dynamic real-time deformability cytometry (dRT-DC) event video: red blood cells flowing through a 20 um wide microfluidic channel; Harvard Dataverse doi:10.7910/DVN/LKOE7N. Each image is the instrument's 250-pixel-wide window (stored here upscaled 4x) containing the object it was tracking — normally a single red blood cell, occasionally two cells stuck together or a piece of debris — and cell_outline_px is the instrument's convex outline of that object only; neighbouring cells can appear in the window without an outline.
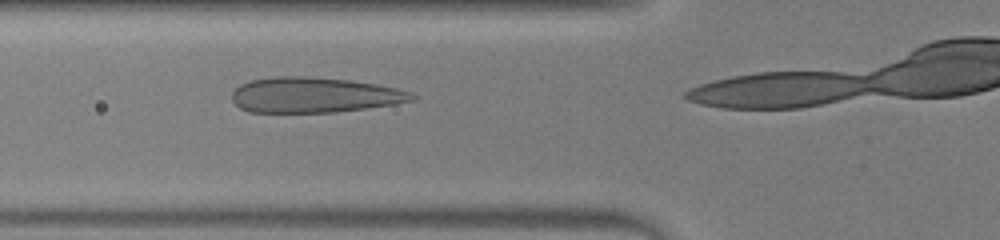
{"species": "human", "species_latin": "Homo sapiens", "temperature_condition": "warm", "stored_images_in_passage": 9, "camera_frame_rate_fps": 3000, "um_per_image_px": 0.085, "donor": {"sex": "male"}, "frame": {"image": 1, "passage_image": 6, "time_ms": 1.667, "image_size_px": [1000, 240], "cell_outline_px": [[420, 96], [416, 100], [392, 104], [336, 112], [248, 112], [240, 108], [232, 100], [232, 92], [240, 84], [248, 80], [272, 76], [304, 76], [352, 80], [376, 84], [396, 88], [412, 92]], "centroid_in_image_um": [26.71, 8.06], "position_along_channel_um": 99.1, "area_um2": 37.34}}